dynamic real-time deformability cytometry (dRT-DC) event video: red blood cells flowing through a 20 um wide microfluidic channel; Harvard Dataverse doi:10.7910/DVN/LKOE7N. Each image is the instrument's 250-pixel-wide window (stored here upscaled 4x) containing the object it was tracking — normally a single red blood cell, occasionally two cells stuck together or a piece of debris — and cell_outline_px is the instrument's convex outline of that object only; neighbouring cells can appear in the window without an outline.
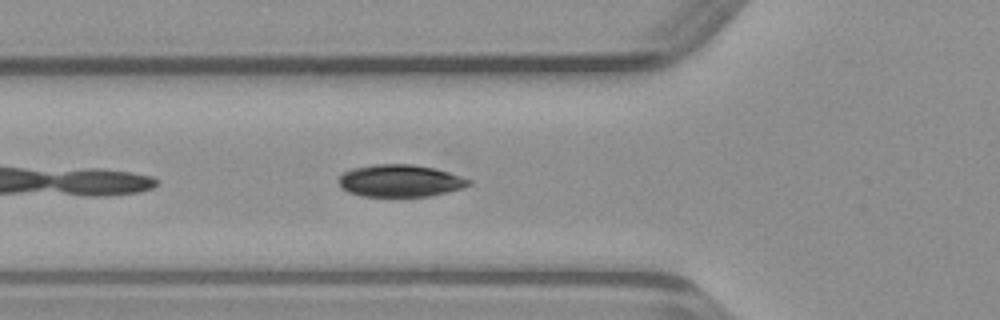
{"species": "common noctule bat (a hibernating species)", "species_latin": "Nyctalus noctula", "temperature_condition": "warm", "stored_images_in_passage": 27, "camera_frame_rate_fps": 3000, "um_per_image_px": 0.085, "animal": {"sex": "male", "body_mass_g": 23.1, "forearm_length_mm": 52.7}, "frame": {"image": 1, "passage_image": 4, "time_ms": 1.0, "image_size_px": [1000, 320], "cell_outline_px": [[472, 184], [448, 192], [428, 196], [364, 196], [348, 192], [340, 188], [336, 180], [344, 172], [352, 168], [376, 164], [412, 164], [432, 168], [448, 172], [472, 180]], "centroid_in_image_um": [33.97, 15.36], "position_along_channel_um": 91.8, "area_um2": 24.39}}
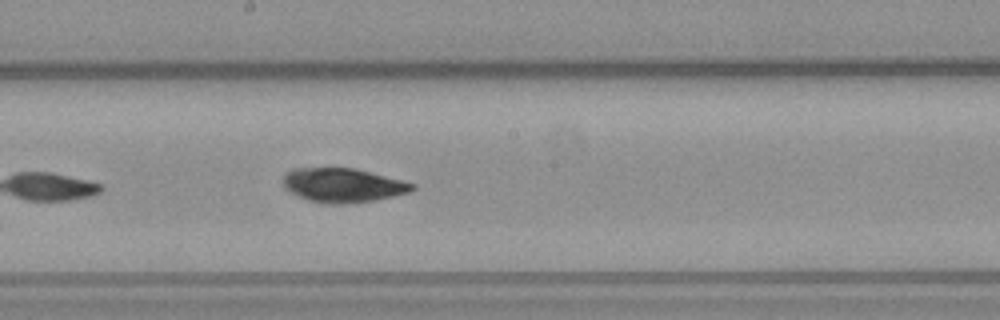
{"frame": {"image": 2, "passage_image": 13, "time_ms": 4.0, "image_size_px": [1000, 320], "cell_outline_px": [[416, 188], [408, 192], [376, 200], [348, 204], [324, 204], [308, 200], [296, 196], [284, 188], [284, 176], [292, 168], [352, 168], [416, 184]], "centroid_in_image_um": [29.11, 15.76], "position_along_channel_um": 219.1, "area_um2": 25.55}}
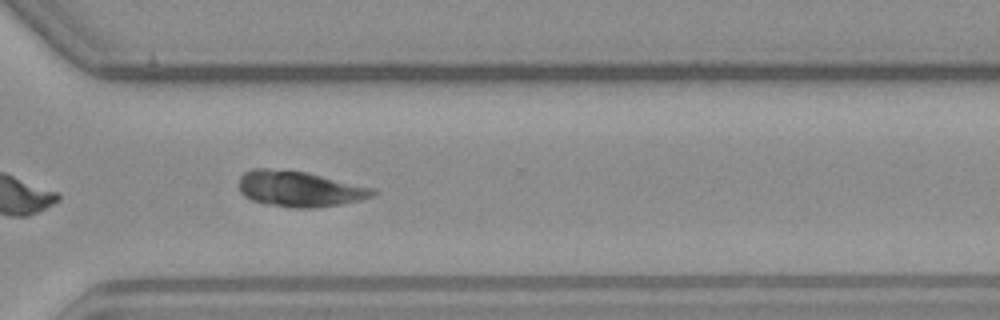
{"frame": {"image": 3, "passage_image": 22, "time_ms": 7.0, "image_size_px": [1000, 320], "cell_outline_px": [[380, 192], [372, 196], [360, 200], [340, 204], [312, 208], [292, 208], [264, 204], [252, 200], [244, 196], [240, 192], [240, 176], [244, 172], [252, 168], [268, 168], [304, 172], [376, 188]], "centroid_in_image_um": [25.46, 16.06], "position_along_channel_um": 345.1, "area_um2": 27.92}}